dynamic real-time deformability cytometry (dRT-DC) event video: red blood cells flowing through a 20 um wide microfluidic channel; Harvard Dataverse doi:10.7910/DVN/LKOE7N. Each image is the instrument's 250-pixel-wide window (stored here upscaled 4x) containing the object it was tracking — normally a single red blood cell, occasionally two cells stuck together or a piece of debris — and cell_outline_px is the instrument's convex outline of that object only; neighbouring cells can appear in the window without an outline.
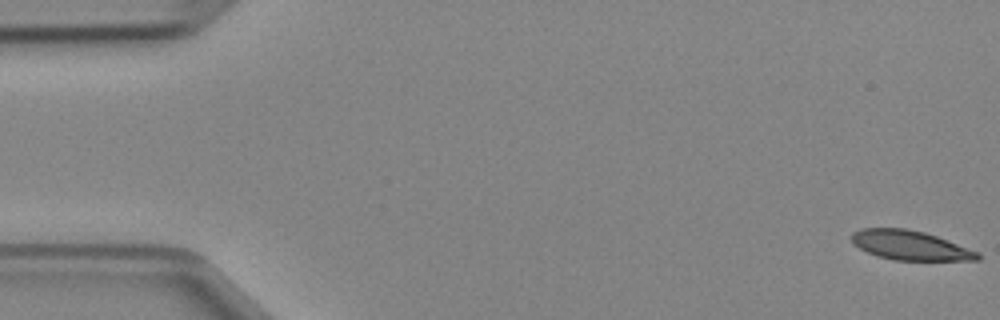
{"species": "Egyptian fruit bat (a non-hibernating species)", "species_latin": "Rousettus aegyptiacus", "temperature_condition": "cold", "stored_images_in_passage": 48, "camera_frame_rate_fps": 3000, "um_per_image_px": 0.085, "animal": {"sex": "female"}, "frame": {"image": 1, "passage_image": 1, "time_ms": 0.0, "image_size_px": [1000, 320], "cell_outline_px": [[980, 260], [892, 260], [876, 256], [852, 244], [852, 232], [860, 228], [904, 228], [924, 232], [936, 236], [980, 252]], "centroid_in_image_um": [77.35, 20.85], "position_along_channel_um": 7.7, "area_um2": 21.62}}
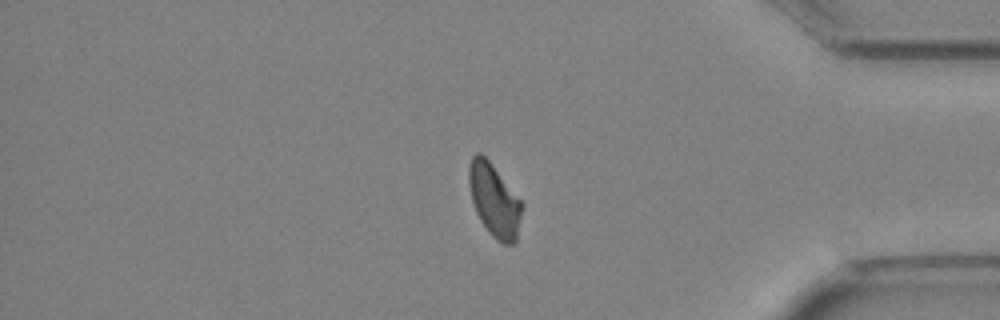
{"frame": {"image": 2, "passage_image": 40, "time_ms": 13.0, "image_size_px": [1000, 320], "cell_outline_px": [[524, 204], [516, 240], [512, 244], [504, 244], [496, 240], [492, 236], [480, 220], [476, 212], [472, 200], [468, 184], [468, 168], [472, 156], [476, 152], [480, 152], [492, 164]], "centroid_in_image_um": [42.01, 17.02], "position_along_channel_um": 393.2, "area_um2": 22.54}}
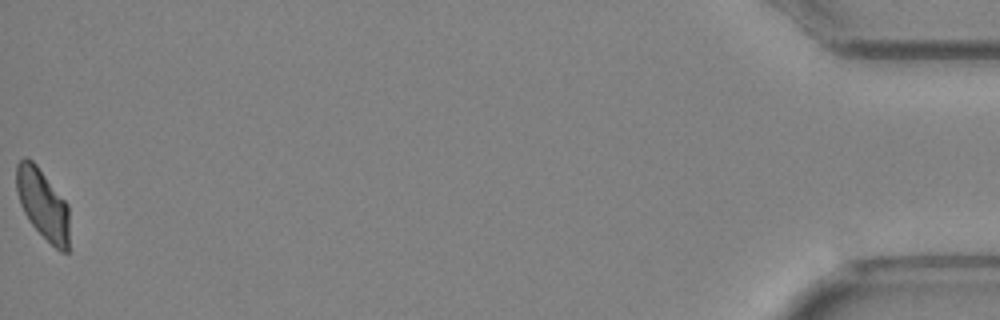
{"frame": {"image": 3, "passage_image": 48, "time_ms": 15.667, "image_size_px": [1000, 320], "cell_outline_px": [[68, 252], [60, 252], [32, 224], [24, 212], [20, 204], [16, 192], [16, 164], [24, 156], [28, 156], [36, 164], [68, 204]], "centroid_in_image_um": [3.61, 17.3], "position_along_channel_um": 431.6, "area_um2": 21.5}}